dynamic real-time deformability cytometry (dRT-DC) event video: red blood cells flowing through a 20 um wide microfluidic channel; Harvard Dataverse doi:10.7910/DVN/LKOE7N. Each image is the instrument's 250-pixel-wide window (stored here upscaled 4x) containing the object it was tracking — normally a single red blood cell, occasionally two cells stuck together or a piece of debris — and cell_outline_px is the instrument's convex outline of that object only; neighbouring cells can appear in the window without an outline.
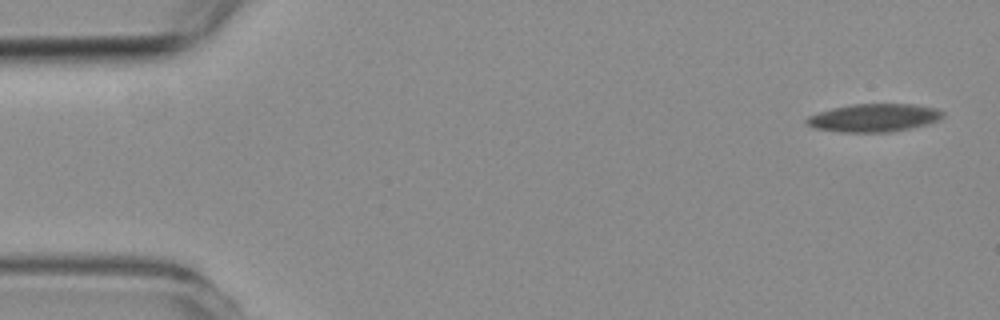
{"species": "common noctule bat (a hibernating species)", "species_latin": "Nyctalus noctula", "temperature_condition": "room temperature", "stored_images_in_passage": 5, "camera_frame_rate_fps": 3000, "um_per_image_px": 0.085, "animal": {"sex": "female", "body_mass_g": 19.3, "forearm_length_mm": 54.1}, "frame": {"image": 1, "passage_image": 1, "time_ms": 0.0, "image_size_px": [1000, 320], "cell_outline_px": [[944, 116], [940, 120], [928, 124], [912, 128], [892, 132], [840, 132], [812, 128], [804, 124], [804, 120], [808, 116], [832, 108], [852, 104], [912, 104], [936, 108], [944, 112]], "centroid_in_image_um": [74.28, 10.02], "position_along_channel_um": 10.7, "area_um2": 22.54}}